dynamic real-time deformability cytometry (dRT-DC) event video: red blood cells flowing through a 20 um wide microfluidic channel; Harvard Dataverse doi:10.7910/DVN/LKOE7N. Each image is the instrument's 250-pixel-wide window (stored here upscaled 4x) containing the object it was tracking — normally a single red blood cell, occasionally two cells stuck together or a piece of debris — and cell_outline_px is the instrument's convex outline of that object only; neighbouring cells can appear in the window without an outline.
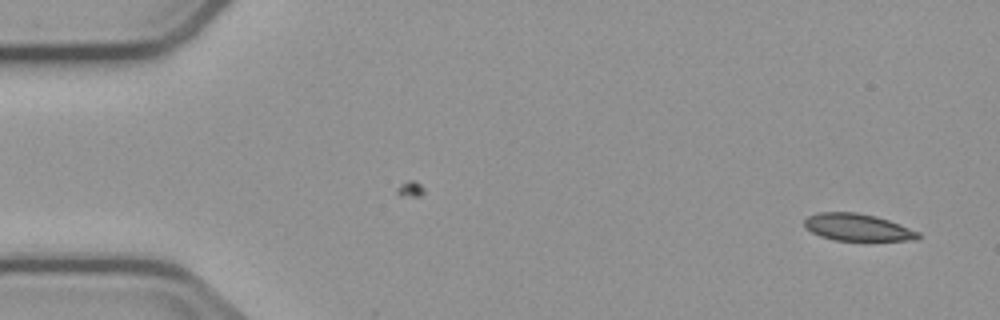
{"species": "common noctule bat (a hibernating species)", "species_latin": "Nyctalus noctula", "temperature_condition": "cold", "stored_images_in_passage": 4, "camera_frame_rate_fps": 3000, "um_per_image_px": 0.085, "animal": {"sex": "male", "body_mass_g": 23.1, "forearm_length_mm": 52.7}, "frame": {"image": 1, "passage_image": 4, "time_ms": 4.0, "image_size_px": [1000, 320], "cell_outline_px": [[920, 236], [916, 240], [836, 240], [820, 236], [804, 228], [804, 220], [808, 216], [816, 212], [856, 212], [876, 216], [900, 224], [920, 232]], "centroid_in_image_um": [72.87, 19.31], "position_along_channel_um": 12.1, "area_um2": 17.98}}